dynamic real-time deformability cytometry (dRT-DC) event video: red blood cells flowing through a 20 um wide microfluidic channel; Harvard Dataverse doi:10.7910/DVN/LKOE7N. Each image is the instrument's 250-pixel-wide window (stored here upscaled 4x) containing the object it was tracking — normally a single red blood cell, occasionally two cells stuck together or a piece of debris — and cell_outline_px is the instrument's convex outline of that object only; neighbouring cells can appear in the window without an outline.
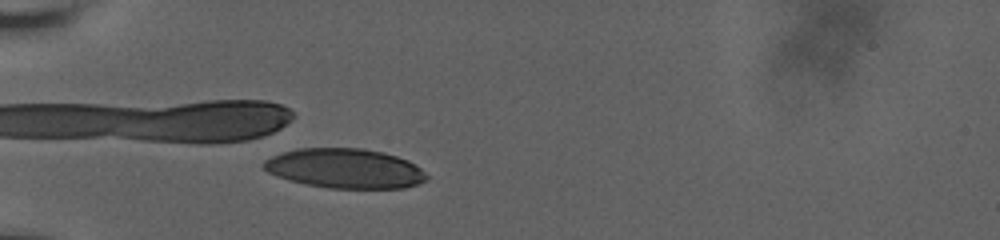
{"species": "human", "species_latin": "Homo sapiens", "temperature_condition": "room temperature", "stored_images_in_passage": 43, "camera_frame_rate_fps": 3000, "um_per_image_px": 0.085, "donor": {"sex": "male"}, "frame": {"image": 1, "passage_image": 8, "time_ms": 2.333, "image_size_px": [1000, 240], "cell_outline_px": [[428, 180], [404, 188], [328, 188], [288, 180], [276, 176], [268, 172], [264, 168], [264, 160], [272, 156], [284, 152], [300, 148], [364, 148], [384, 152], [408, 160], [416, 164], [428, 176]], "centroid_in_image_um": [29.34, 14.31], "position_along_channel_um": 55.7, "area_um2": 37.63}}
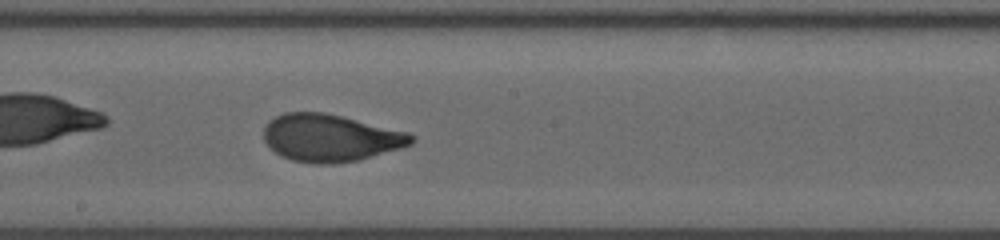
{"frame": {"image": 2, "passage_image": 23, "time_ms": 7.333, "image_size_px": [1000, 240], "cell_outline_px": [[416, 140], [412, 144], [400, 148], [360, 160], [332, 164], [316, 164], [292, 160], [280, 156], [264, 140], [264, 124], [268, 120], [284, 112], [324, 112], [408, 132], [416, 136]], "centroid_in_image_um": [28.08, 11.72], "position_along_channel_um": 220.1, "area_um2": 40.81}}
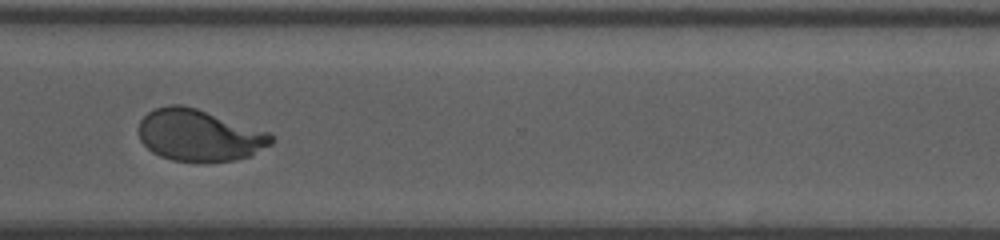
{"frame": {"image": 3, "passage_image": 34, "time_ms": 11.0, "image_size_px": [1000, 240], "cell_outline_px": [[272, 144], [252, 156], [236, 160], [172, 160], [160, 156], [152, 152], [140, 140], [140, 120], [148, 112], [156, 108], [168, 104], [180, 104], [196, 108], [268, 132], [272, 136]], "centroid_in_image_um": [16.93, 11.49], "position_along_channel_um": 353.7, "area_um2": 39.36}, "authors_computed_cell_mechanics": {"area_um2": 40.171, "velocity_mm_per_s": 3.6566, "shape_relaxation_time_tau1_ms": 4.2237, "shape_relaxation_time_tau2_ms": null, "deformation_change_tau1": 0.187, "deformation_change_tau2": null}}